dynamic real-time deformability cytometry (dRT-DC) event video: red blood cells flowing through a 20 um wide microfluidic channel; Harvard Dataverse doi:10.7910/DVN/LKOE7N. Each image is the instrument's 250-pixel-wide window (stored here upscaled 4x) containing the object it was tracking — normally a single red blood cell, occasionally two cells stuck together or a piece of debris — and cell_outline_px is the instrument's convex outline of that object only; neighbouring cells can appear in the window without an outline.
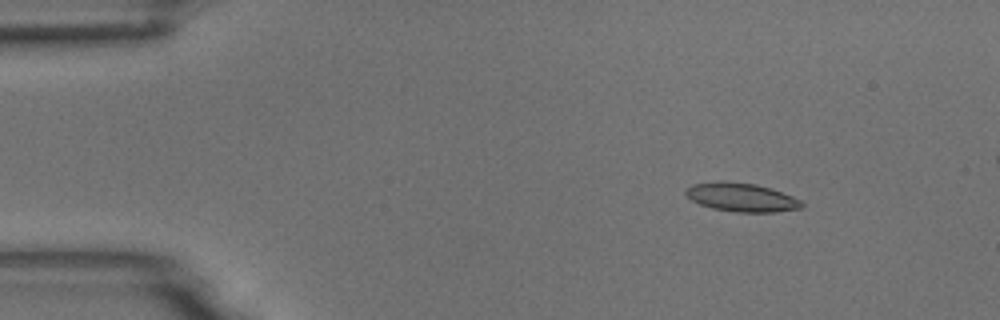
{"species": "common noctule bat (a hibernating species)", "species_latin": "Nyctalus noctula", "temperature_condition": "room temperature", "stored_images_in_passage": 7, "camera_frame_rate_fps": 3000, "um_per_image_px": 0.085, "animal": {"sex": "male", "body_mass_g": 18.8}, "frame": {"image": 1, "passage_image": 3, "time_ms": 0.667, "image_size_px": [1000, 320], "cell_outline_px": [[804, 204], [800, 208], [772, 212], [736, 212], [712, 208], [700, 204], [692, 200], [684, 192], [692, 184], [720, 180], [724, 180], [756, 184], [792, 196], [800, 200]], "centroid_in_image_um": [62.99, 16.76], "position_along_channel_um": 22.0, "area_um2": 19.19}}